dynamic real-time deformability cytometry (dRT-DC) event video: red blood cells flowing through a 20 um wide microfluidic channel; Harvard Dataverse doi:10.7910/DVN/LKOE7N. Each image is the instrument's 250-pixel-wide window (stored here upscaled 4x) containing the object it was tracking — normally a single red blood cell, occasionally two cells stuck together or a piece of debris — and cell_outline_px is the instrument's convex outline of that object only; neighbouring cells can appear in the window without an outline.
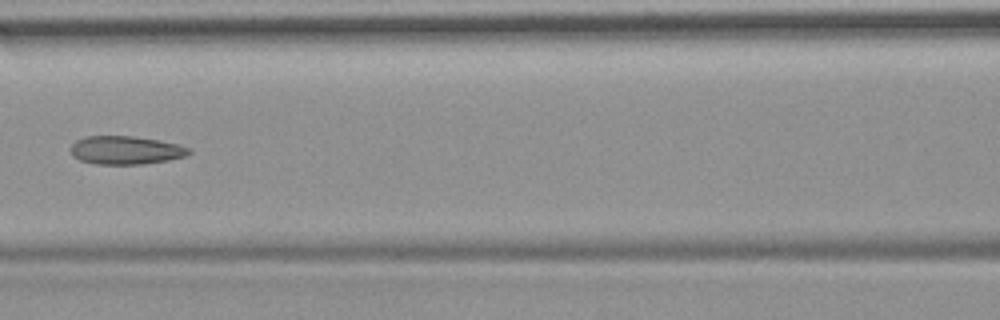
{"species": "common noctule bat (a hibernating species)", "species_latin": "Nyctalus noctula", "temperature_condition": "room temperature", "stored_images_in_passage": 9, "camera_frame_rate_fps": 3000, "um_per_image_px": 0.085, "animal": {"sex": "female", "body_mass_g": 19.9}, "frame": {"image": 1, "passage_image": 7, "time_ms": 7.0, "image_size_px": [1000, 320], "cell_outline_px": [[192, 152], [188, 156], [168, 160], [144, 164], [96, 164], [80, 160], [72, 156], [72, 144], [76, 140], [88, 136], [132, 136], [160, 140], [180, 144], [192, 148]], "centroid_in_image_um": [10.76, 12.76], "position_along_channel_um": 155.8, "area_um2": 19.71}}
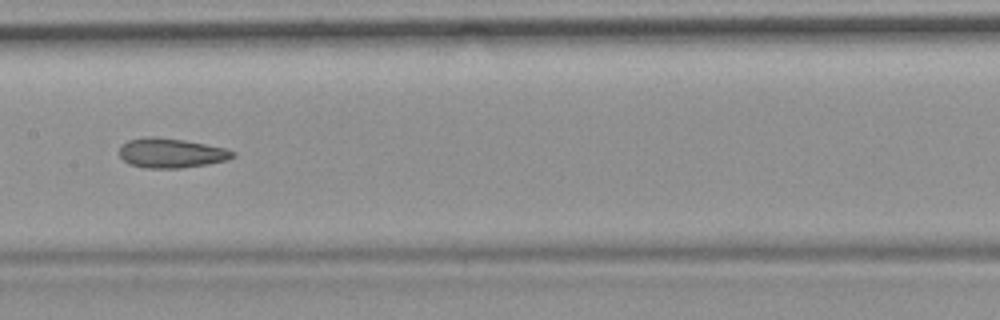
{"frame": {"image": 2, "passage_image": 8, "time_ms": 8.0, "image_size_px": [1000, 320], "cell_outline_px": [[236, 156], [228, 160], [208, 164], [180, 168], [144, 168], [128, 164], [120, 156], [120, 144], [128, 140], [144, 136], [156, 136], [184, 140], [224, 148], [236, 152]], "centroid_in_image_um": [14.53, 13.0], "position_along_channel_um": 192.9, "area_um2": 19.77}}